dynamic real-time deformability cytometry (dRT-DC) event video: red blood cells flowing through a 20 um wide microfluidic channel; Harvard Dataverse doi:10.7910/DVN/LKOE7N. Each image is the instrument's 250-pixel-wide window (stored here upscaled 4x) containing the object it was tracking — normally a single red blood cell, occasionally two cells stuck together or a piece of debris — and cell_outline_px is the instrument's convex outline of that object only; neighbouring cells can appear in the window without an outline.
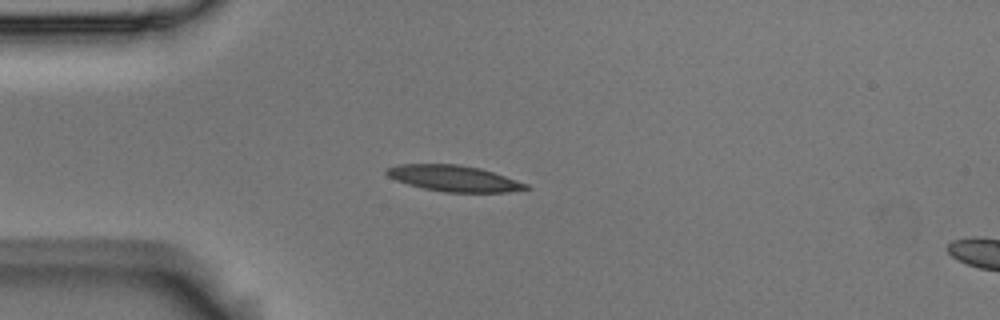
{"species": "Egyptian fruit bat (a non-hibernating species)", "species_latin": "Rousettus aegyptiacus", "temperature_condition": "room temperature", "stored_images_in_passage": 4, "segment_of_instrument_passage": [1, 2], "camera_frame_rate_fps": 3000, "um_per_image_px": 0.085, "animal": {"sex": "male"}, "frame": {"image": 1, "passage_image": 3, "time_ms": 0.667, "image_size_px": [1000, 320], "cell_outline_px": [[532, 188], [508, 192], [444, 192], [424, 188], [408, 184], [396, 180], [388, 176], [384, 172], [384, 168], [396, 164], [456, 164], [480, 168], [528, 184]], "centroid_in_image_um": [38.54, 15.16], "position_along_channel_um": 46.5, "area_um2": 21.1}}